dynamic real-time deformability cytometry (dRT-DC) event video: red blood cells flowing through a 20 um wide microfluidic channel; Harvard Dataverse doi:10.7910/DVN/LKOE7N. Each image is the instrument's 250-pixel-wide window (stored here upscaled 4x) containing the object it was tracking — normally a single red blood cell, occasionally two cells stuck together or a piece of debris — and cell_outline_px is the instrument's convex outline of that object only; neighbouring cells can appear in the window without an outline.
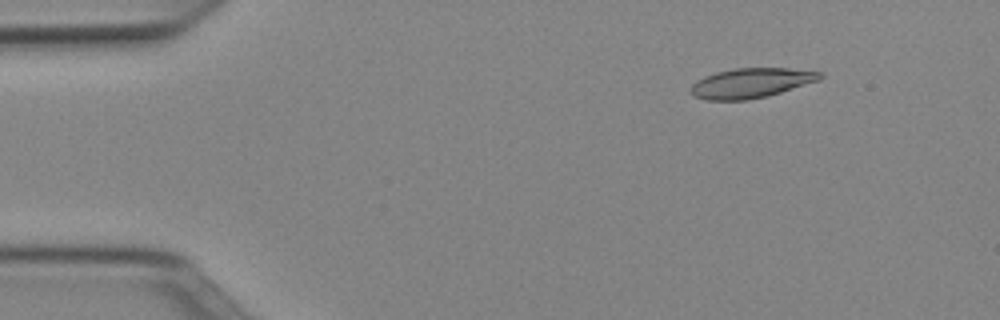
{"species": "Egyptian fruit bat (a non-hibernating species)", "species_latin": "Rousettus aegyptiacus", "temperature_condition": "cold", "stored_images_in_passage": 50, "camera_frame_rate_fps": 3000, "um_per_image_px": 0.085, "animal": {"sex": "female"}, "frame": {"image": 1, "passage_image": 6, "time_ms": 1.667, "image_size_px": [1000, 320], "cell_outline_px": [[824, 76], [820, 80], [768, 96], [744, 100], [708, 100], [692, 96], [688, 92], [688, 88], [696, 80], [704, 76], [716, 72], [736, 68], [788, 68], [824, 72]], "centroid_in_image_um": [63.82, 7.05], "position_along_channel_um": 21.2, "area_um2": 22.72}}
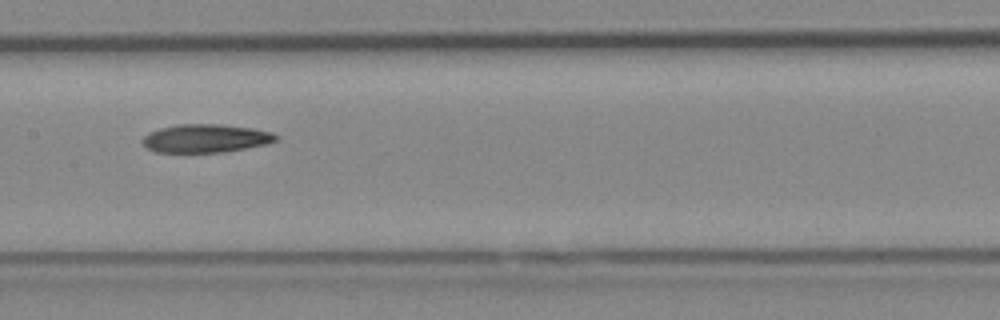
{"frame": {"image": 2, "passage_image": 25, "time_ms": 8.0, "image_size_px": [1000, 320], "cell_outline_px": [[280, 136], [276, 140], [264, 144], [224, 152], [156, 152], [148, 148], [140, 140], [148, 132], [160, 128], [176, 124], [220, 124], [252, 128], [272, 132]], "centroid_in_image_um": [17.45, 11.75], "position_along_channel_um": 189.9, "area_um2": 21.96}}
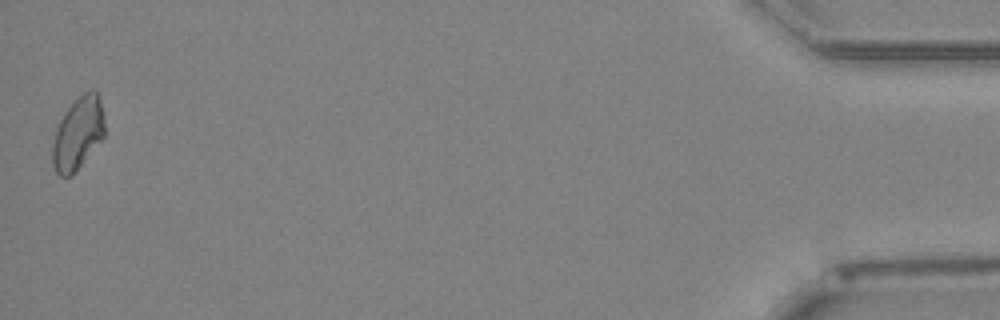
{"frame": {"image": 3, "passage_image": 50, "time_ms": 16.333, "image_size_px": [1000, 320], "cell_outline_px": [[104, 136], [72, 176], [60, 176], [56, 172], [52, 164], [52, 144], [56, 128], [64, 112], [84, 92], [96, 88], [100, 100], [104, 116]], "centroid_in_image_um": [6.62, 11.34], "position_along_channel_um": 428.6, "area_um2": 21.96}}